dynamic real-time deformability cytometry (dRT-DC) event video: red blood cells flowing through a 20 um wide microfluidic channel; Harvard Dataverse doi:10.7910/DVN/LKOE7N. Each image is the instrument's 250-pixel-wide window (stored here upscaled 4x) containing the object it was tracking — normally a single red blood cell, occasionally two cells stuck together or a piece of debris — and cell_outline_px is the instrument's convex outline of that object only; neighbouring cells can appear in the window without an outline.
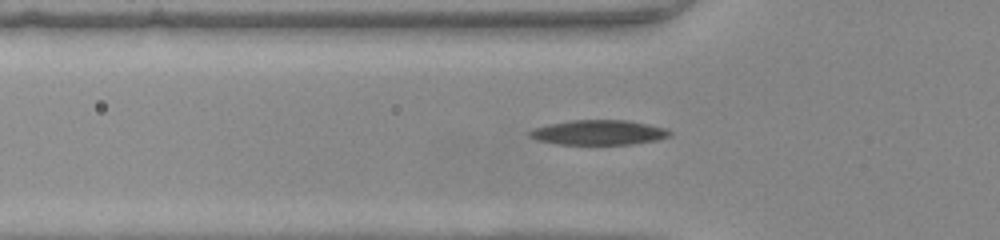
{"species": "common noctule bat (a hibernating species)", "species_latin": "Nyctalus noctula", "temperature_condition": "warm", "stored_images_in_passage": 16, "camera_frame_rate_fps": 3000, "um_per_image_px": 0.085, "animal": {"sex": "female", "body_mass_g": 22.0, "forearm_length_mm": 56.7}, "frame": {"image": 1, "passage_image": 4, "time_ms": 1.0, "image_size_px": [1000, 240], "cell_outline_px": [[672, 136], [660, 140], [632, 144], [556, 144], [536, 140], [528, 136], [528, 132], [536, 128], [548, 124], [572, 120], [624, 120], [648, 124], [664, 128], [672, 132]], "centroid_in_image_um": [50.91, 11.27], "position_along_channel_um": 74.9, "area_um2": 20.35}}
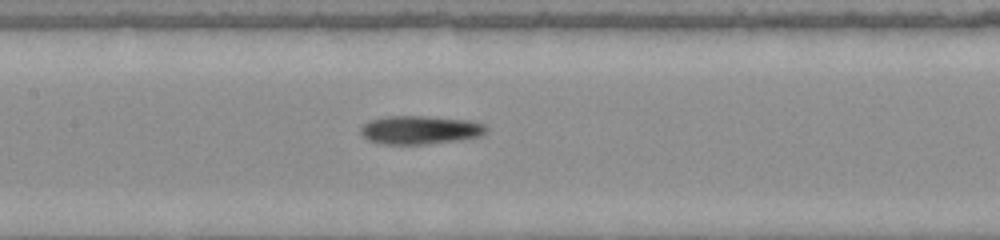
{"frame": {"image": 2, "passage_image": 11, "time_ms": 3.333, "image_size_px": [1000, 240], "cell_outline_px": [[488, 132], [484, 136], [460, 140], [424, 144], [380, 144], [368, 140], [360, 132], [360, 128], [364, 124], [372, 120], [388, 116], [424, 116], [468, 120], [484, 124], [488, 128]], "centroid_in_image_um": [35.76, 11.05], "position_along_channel_um": 171.6, "area_um2": 20.92}}
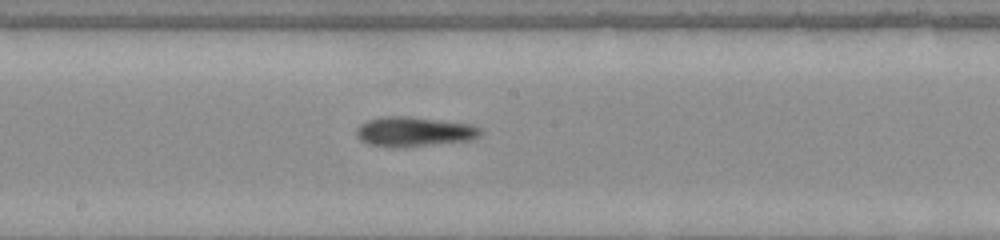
{"frame": {"image": 3, "passage_image": 14, "time_ms": 4.333, "image_size_px": [1000, 240], "cell_outline_px": [[480, 136], [472, 140], [404, 148], [388, 148], [368, 144], [360, 140], [356, 136], [356, 128], [360, 124], [368, 120], [380, 116], [404, 116], [472, 124], [480, 128]], "centroid_in_image_um": [35.15, 11.21], "position_along_channel_um": 213.0, "area_um2": 21.85}}